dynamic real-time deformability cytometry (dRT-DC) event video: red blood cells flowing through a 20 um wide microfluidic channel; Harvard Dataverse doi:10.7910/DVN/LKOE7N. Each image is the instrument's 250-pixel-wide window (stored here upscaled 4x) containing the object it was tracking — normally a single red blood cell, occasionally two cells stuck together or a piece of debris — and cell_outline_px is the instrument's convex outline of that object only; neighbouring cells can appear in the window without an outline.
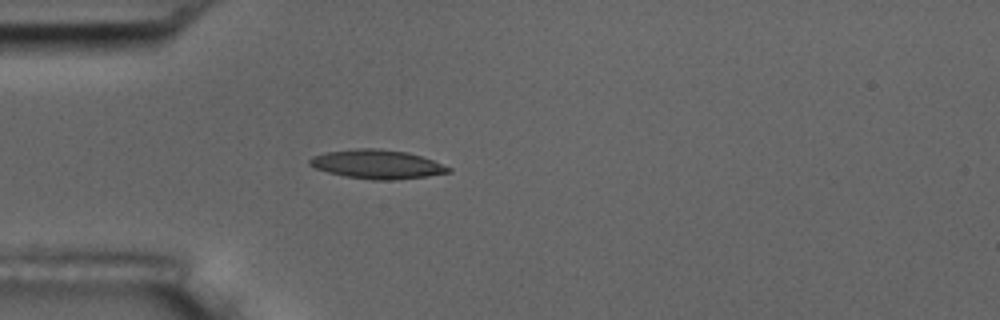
{"species": "common noctule bat (a hibernating species)", "species_latin": "Nyctalus noctula", "temperature_condition": "room temperature", "stored_images_in_passage": 3, "camera_frame_rate_fps": 3000, "um_per_image_px": 0.085, "animal": {"sex": "male", "body_mass_g": 17.5, "forearm_length_mm": 52.3}, "frame": {"image": 1, "passage_image": 3, "time_ms": 2.333, "image_size_px": [1000, 320], "cell_outline_px": [[452, 172], [428, 176], [392, 180], [372, 180], [344, 176], [328, 172], [316, 168], [308, 164], [308, 160], [312, 156], [324, 152], [356, 148], [376, 148], [408, 152], [432, 160], [452, 168]], "centroid_in_image_um": [32.04, 13.96], "position_along_channel_um": 53.0, "area_um2": 23.52}}